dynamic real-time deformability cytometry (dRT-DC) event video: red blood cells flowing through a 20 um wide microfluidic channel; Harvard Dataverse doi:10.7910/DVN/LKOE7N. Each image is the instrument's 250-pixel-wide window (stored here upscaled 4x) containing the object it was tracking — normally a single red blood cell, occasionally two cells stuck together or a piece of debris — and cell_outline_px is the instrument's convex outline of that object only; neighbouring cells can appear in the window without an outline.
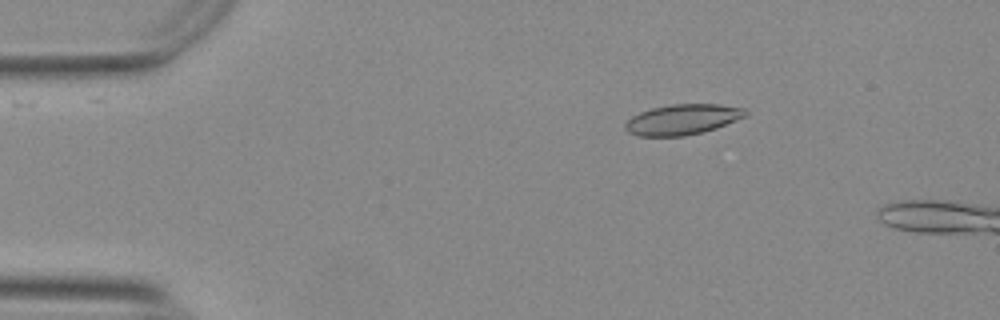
{"species": "Egyptian fruit bat (a non-hibernating species)", "species_latin": "Rousettus aegyptiacus", "temperature_condition": "warm", "stored_images_in_passage": 24, "camera_frame_rate_fps": 3000, "um_per_image_px": 0.085, "animal": {"sex": "female"}, "frame": {"image": 1, "passage_image": 9, "time_ms": 2.667, "image_size_px": [1000, 320], "cell_outline_px": [[748, 116], [716, 128], [704, 132], [684, 136], [636, 136], [628, 132], [624, 128], [624, 124], [632, 116], [640, 112], [652, 108], [672, 104], [720, 104], [744, 108], [748, 112]], "centroid_in_image_um": [58.03, 10.16], "position_along_channel_um": 27.0, "area_um2": 21.5}}
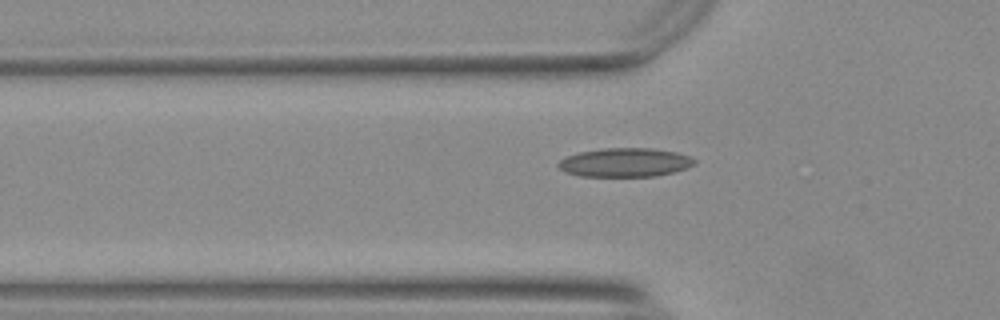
{"frame": {"image": 2, "passage_image": 18, "time_ms": 5.667, "image_size_px": [1000, 320], "cell_outline_px": [[696, 164], [688, 168], [656, 176], [580, 176], [568, 172], [560, 168], [556, 164], [560, 160], [568, 156], [580, 152], [600, 148], [652, 148], [676, 152], [688, 156], [696, 160]], "centroid_in_image_um": [53.15, 13.8], "position_along_channel_um": 72.6, "area_um2": 22.77}}
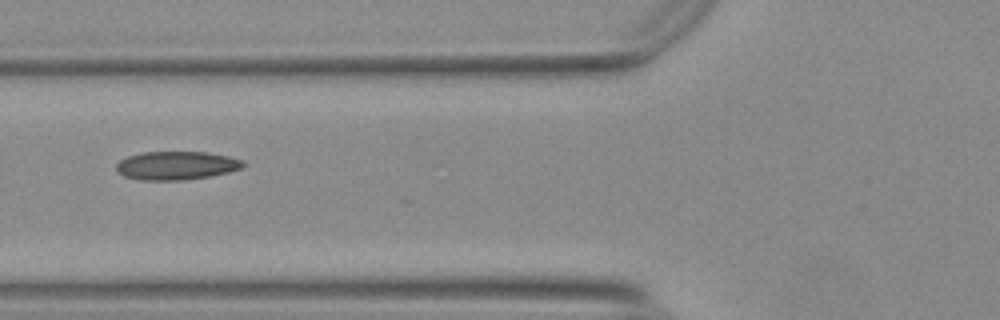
{"frame": {"image": 3, "passage_image": 21, "time_ms": 6.667, "image_size_px": [1000, 320], "cell_outline_px": [[248, 164], [244, 168], [228, 172], [208, 176], [184, 180], [140, 180], [124, 176], [116, 172], [116, 164], [120, 160], [128, 156], [140, 152], [208, 152], [228, 156], [244, 160]], "centroid_in_image_um": [15.01, 14.06], "position_along_channel_um": 110.8, "area_um2": 21.27}}